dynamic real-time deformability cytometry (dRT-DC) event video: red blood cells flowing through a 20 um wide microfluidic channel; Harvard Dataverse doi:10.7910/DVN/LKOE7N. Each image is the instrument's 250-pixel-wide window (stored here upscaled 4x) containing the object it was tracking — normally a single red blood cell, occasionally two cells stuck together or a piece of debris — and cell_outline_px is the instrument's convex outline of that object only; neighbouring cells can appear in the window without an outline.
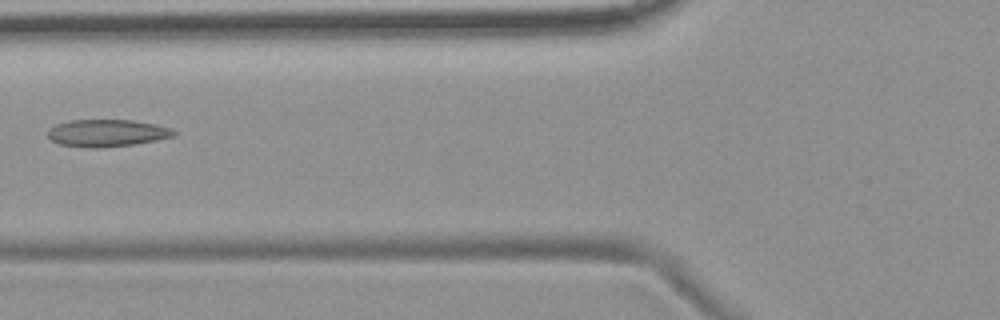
{"species": "common noctule bat (a hibernating species)", "species_latin": "Nyctalus noctula", "temperature_condition": "room temperature", "stored_images_in_passage": 6, "camera_frame_rate_fps": 3000, "um_per_image_px": 0.085, "animal": {"sex": "female", "body_mass_g": 19.9}, "frame": {"image": 1, "passage_image": 5, "time_ms": 5.667, "image_size_px": [1000, 320], "cell_outline_px": [[176, 132], [172, 136], [156, 140], [132, 144], [104, 148], [88, 148], [60, 144], [52, 140], [48, 136], [48, 132], [56, 124], [68, 120], [132, 120], [172, 128]], "centroid_in_image_um": [9.07, 11.31], "position_along_channel_um": 116.7, "area_um2": 19.77}}
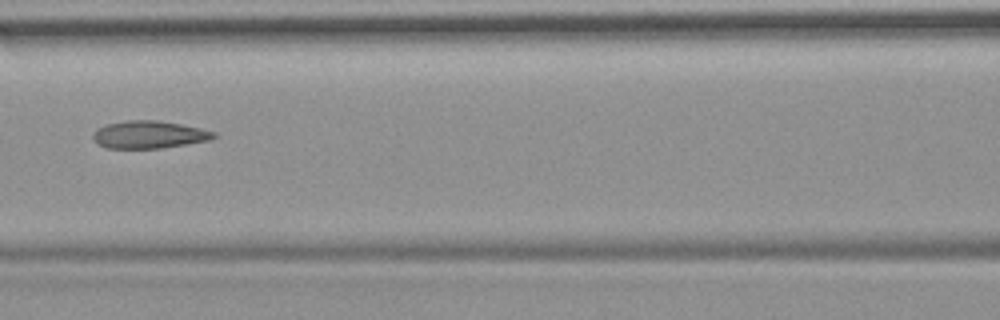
{"frame": {"image": 2, "passage_image": 6, "time_ms": 6.667, "image_size_px": [1000, 320], "cell_outline_px": [[216, 136], [208, 140], [188, 144], [160, 148], [108, 148], [100, 144], [92, 136], [92, 132], [96, 128], [108, 124], [128, 120], [156, 120], [180, 124], [200, 128], [216, 132]], "centroid_in_image_um": [12.67, 11.44], "position_along_channel_um": 153.9, "area_um2": 19.19}}